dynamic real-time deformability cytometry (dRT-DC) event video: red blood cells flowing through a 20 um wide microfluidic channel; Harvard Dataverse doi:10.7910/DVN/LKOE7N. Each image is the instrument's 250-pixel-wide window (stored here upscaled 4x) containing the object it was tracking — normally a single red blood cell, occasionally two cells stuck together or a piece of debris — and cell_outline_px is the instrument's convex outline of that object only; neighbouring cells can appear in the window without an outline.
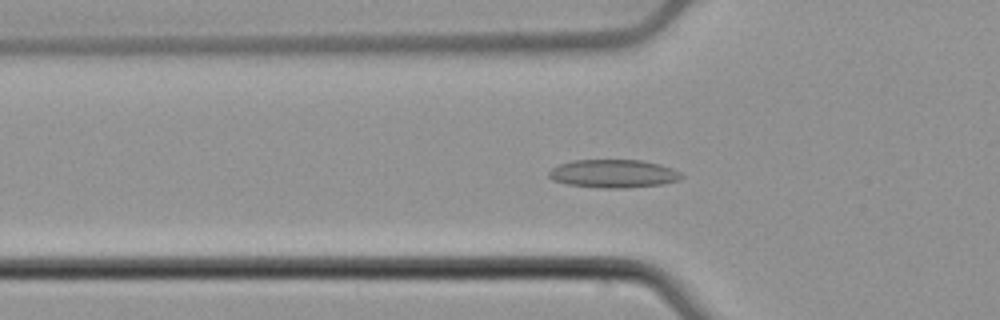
{"species": "common noctule bat (a hibernating species)", "species_latin": "Nyctalus noctula", "temperature_condition": "cold", "stored_images_in_passage": 53, "camera_frame_rate_fps": 3000, "um_per_image_px": 0.085, "animal": {"sex": "male", "body_mass_g": 21.5, "forearm_length_mm": 52.0}, "frame": {"image": 1, "passage_image": 18, "time_ms": 5.667, "image_size_px": [1000, 320], "cell_outline_px": [[684, 176], [680, 180], [664, 184], [624, 188], [600, 188], [568, 184], [552, 180], [548, 176], [548, 172], [552, 168], [560, 164], [572, 160], [640, 160], [660, 164], [672, 168], [680, 172]], "centroid_in_image_um": [52.16, 14.76], "position_along_channel_um": 73.6, "area_um2": 21.91}}
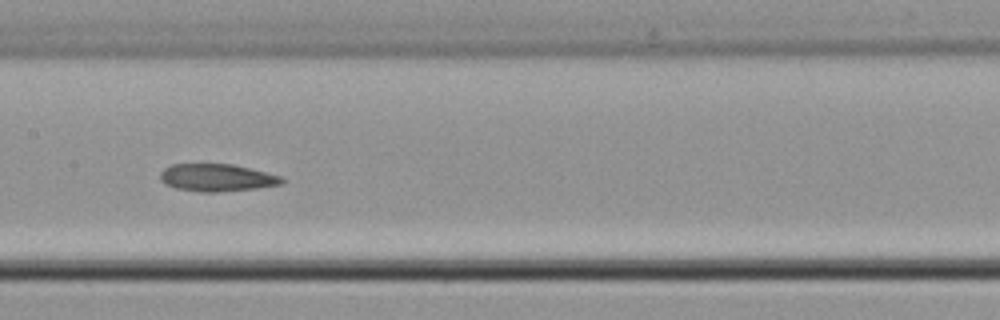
{"frame": {"image": 2, "passage_image": 27, "time_ms": 8.667, "image_size_px": [1000, 320], "cell_outline_px": [[284, 180], [280, 184], [256, 188], [216, 192], [200, 192], [176, 188], [164, 184], [160, 180], [160, 172], [164, 168], [172, 164], [232, 164], [280, 176]], "centroid_in_image_um": [18.36, 15.1], "position_along_channel_um": 189.0, "area_um2": 19.25}}
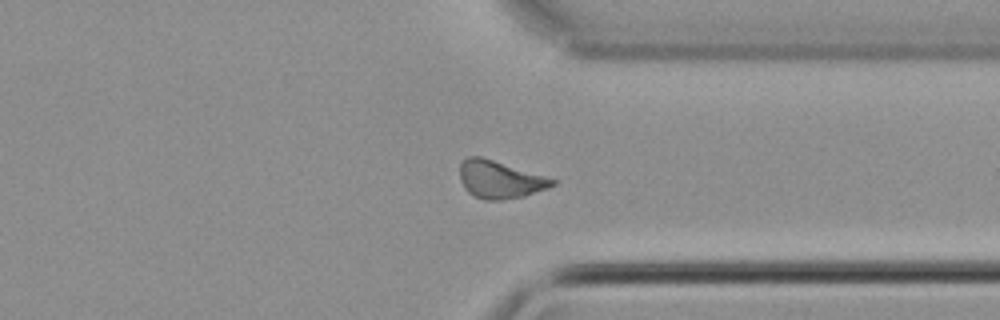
{"frame": {"image": 3, "passage_image": 41, "time_ms": 13.333, "image_size_px": [1000, 320], "cell_outline_px": [[556, 184], [548, 188], [524, 196], [500, 200], [484, 200], [468, 192], [464, 188], [460, 180], [460, 164], [468, 156], [480, 156], [544, 176], [556, 180]], "centroid_in_image_um": [42.46, 15.27], "position_along_channel_um": 368.9, "area_um2": 20.0}, "authors_computed_cell_mechanics": {"area_um2": 20.2878, "velocity_mm_per_s": 3.8676, "shape_relaxation_time_tau1_ms": null, "shape_relaxation_time_tau2_ms": 10.1309, "deformation_change_tau1": null, "deformation_change_tau2": 0.1669}}